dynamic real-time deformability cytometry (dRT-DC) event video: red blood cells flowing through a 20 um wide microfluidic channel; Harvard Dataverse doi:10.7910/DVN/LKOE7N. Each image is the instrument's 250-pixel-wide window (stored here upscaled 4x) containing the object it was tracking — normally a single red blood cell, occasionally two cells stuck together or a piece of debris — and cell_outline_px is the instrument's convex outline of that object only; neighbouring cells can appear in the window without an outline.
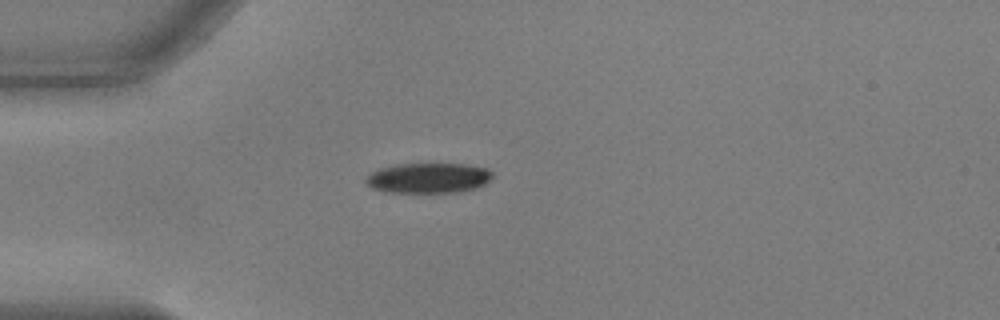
{"species": "common noctule bat (a hibernating species)", "species_latin": "Nyctalus noctula", "temperature_condition": "warm", "stored_images_in_passage": 37, "camera_frame_rate_fps": 3000, "um_per_image_px": 0.085, "animal": {"sex": "male", "body_mass_g": 17.9, "forearm_length_mm": 54.2}, "frame": {"image": 1, "passage_image": 1, "time_ms": 0.0, "image_size_px": [1000, 320], "cell_outline_px": [[492, 176], [484, 184], [476, 188], [460, 192], [384, 192], [372, 188], [364, 180], [372, 172], [380, 168], [396, 164], [464, 164], [488, 168], [492, 172]], "centroid_in_image_um": [36.41, 15.13], "position_along_channel_um": 48.6, "area_um2": 22.2}}
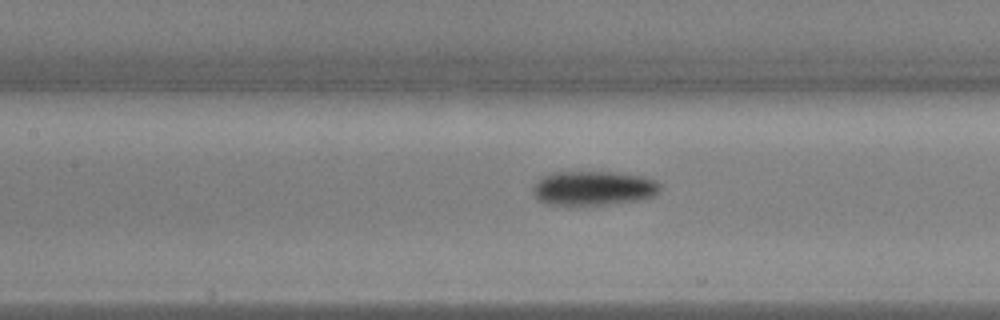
{"frame": {"image": 2, "passage_image": 11, "time_ms": 3.333, "image_size_px": [1000, 320], "cell_outline_px": [[660, 192], [652, 196], [636, 200], [608, 204], [548, 204], [540, 200], [536, 196], [536, 184], [544, 176], [556, 172], [612, 172], [644, 176], [656, 180], [660, 184]], "centroid_in_image_um": [50.53, 15.98], "position_along_channel_um": 156.9, "area_um2": 24.8}}
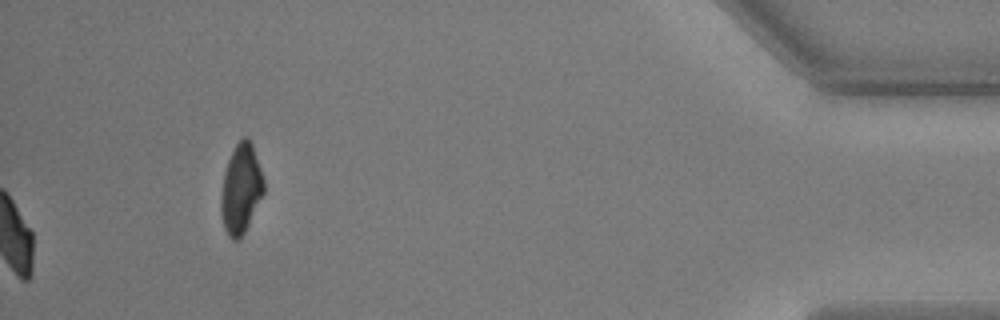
{"frame": {"image": 3, "passage_image": 37, "time_ms": 12.0, "image_size_px": [1000, 320], "cell_outline_px": [[264, 192], [240, 240], [232, 240], [228, 236], [224, 228], [220, 212], [220, 200], [224, 172], [228, 160], [236, 144], [244, 136], [248, 136], [252, 144], [264, 180]], "centroid_in_image_um": [20.46, 16.07], "position_along_channel_um": 414.7, "area_um2": 22.2}, "authors_computed_cell_mechanics": {"area_um2": 24.2182, "velocity_mm_per_s": 3.6896, "shape_relaxation_time_tau1_ms": 2.8266, "shape_relaxation_time_tau2_ms": null, "deformation_change_tau1": 0.1421, "deformation_change_tau2": null}}